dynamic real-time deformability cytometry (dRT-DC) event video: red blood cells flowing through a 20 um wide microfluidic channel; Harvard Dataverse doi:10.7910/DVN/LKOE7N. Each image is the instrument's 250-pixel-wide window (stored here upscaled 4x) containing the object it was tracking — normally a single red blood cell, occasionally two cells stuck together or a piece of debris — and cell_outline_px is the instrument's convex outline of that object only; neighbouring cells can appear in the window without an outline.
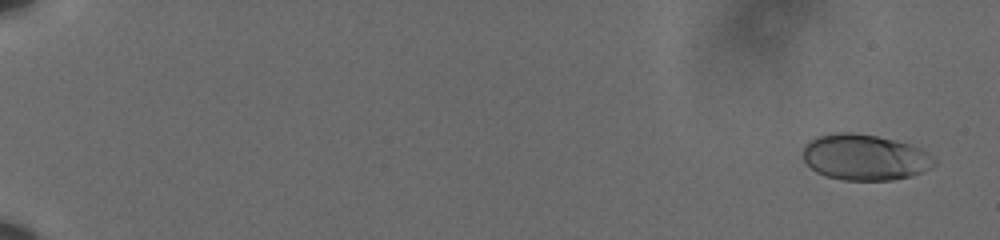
{"species": "human", "species_latin": "Homo sapiens", "temperature_condition": "cold", "stored_images_in_passage": 61, "camera_frame_rate_fps": 3000, "um_per_image_px": 0.085, "donor": {"sex": "male"}, "frame": {"image": 1, "passage_image": 3, "time_ms": 0.667, "image_size_px": [1000, 240], "cell_outline_px": [[936, 164], [912, 176], [892, 180], [844, 180], [828, 176], [816, 172], [804, 160], [804, 144], [820, 136], [840, 132], [852, 132], [876, 136], [908, 144], [920, 148], [936, 160]], "centroid_in_image_um": [73.51, 13.38], "position_along_channel_um": 11.5, "area_um2": 34.62}}
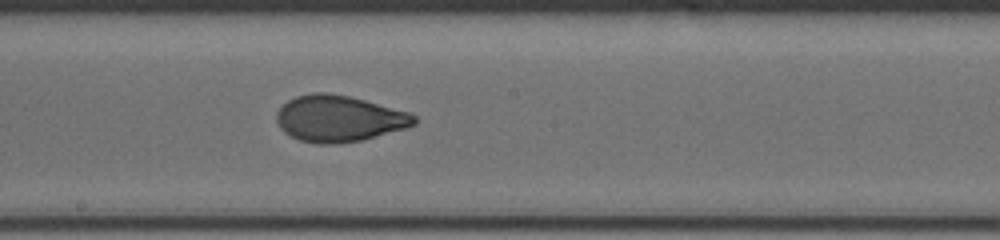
{"frame": {"image": 2, "passage_image": 37, "time_ms": 12.0, "image_size_px": [1000, 240], "cell_outline_px": [[416, 124], [408, 128], [360, 140], [336, 144], [316, 144], [300, 140], [284, 132], [280, 128], [276, 120], [276, 112], [288, 100], [296, 96], [316, 92], [324, 92], [348, 96], [364, 100], [408, 112], [416, 116]], "centroid_in_image_um": [28.8, 10.09], "position_along_channel_um": 219.4, "area_um2": 36.99}}
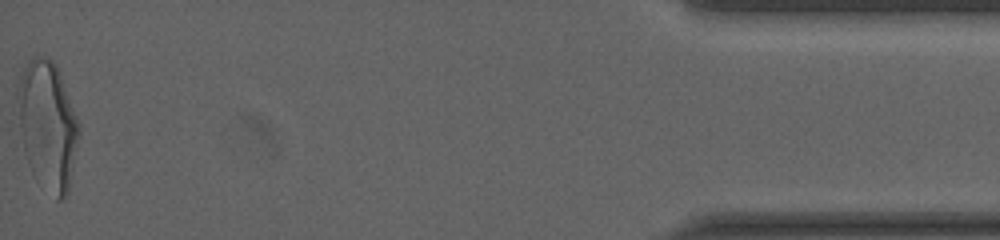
{"frame": {"image": 3, "passage_image": 61, "time_ms": 20.0, "image_size_px": [1000, 240], "cell_outline_px": [[80, 136], [68, 192], [60, 200], [56, 200], [32, 172], [28, 164], [24, 152], [20, 132], [20, 76], [28, 60], [32, 56], [48, 56], [56, 64], [60, 72], [80, 124]], "centroid_in_image_um": [4.1, 10.64], "position_along_channel_um": 431.1, "area_um2": 45.43}, "authors_computed_cell_mechanics": {"area_um2": 36.2984, "velocity_mm_per_s": 3.6134, "shape_relaxation_time_tau1_ms": 7.4885, "shape_relaxation_time_tau2_ms": 0.7829, "deformation_change_tau1": 0.2172, "deformation_change_tau2": 0.0595}}